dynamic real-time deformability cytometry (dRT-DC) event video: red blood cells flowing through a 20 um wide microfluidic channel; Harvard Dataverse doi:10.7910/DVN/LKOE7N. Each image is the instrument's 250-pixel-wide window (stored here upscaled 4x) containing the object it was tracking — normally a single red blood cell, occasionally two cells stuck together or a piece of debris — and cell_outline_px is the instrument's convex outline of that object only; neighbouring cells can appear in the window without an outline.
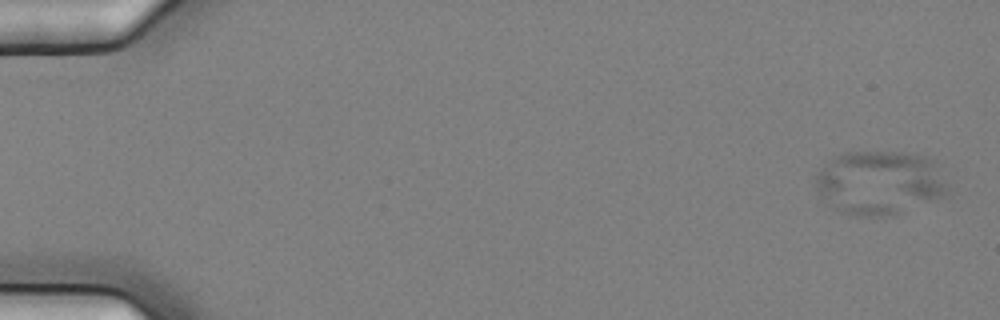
{"species": "common noctule bat (a hibernating species)", "species_latin": "Nyctalus noctula", "temperature_condition": "cold", "stored_images_in_passage": 6, "segment_of_instrument_passage": [1, 2], "camera_frame_rate_fps": 3000, "um_per_image_px": 0.085, "animal": {"sex": "female", "body_mass_g": 25.1}, "frame": {"image": 1, "passage_image": 1, "time_ms": 0.0, "image_size_px": [1000, 320], "cell_outline_px": [[948, 196], [896, 212], [876, 216], [856, 216], [840, 212], [820, 196], [816, 192], [816, 172], [832, 156], [844, 152], [900, 152], [924, 156], [936, 160], [948, 184]], "centroid_in_image_um": [74.77, 15.5], "position_along_channel_um": 10.2, "area_um2": 49.48}}
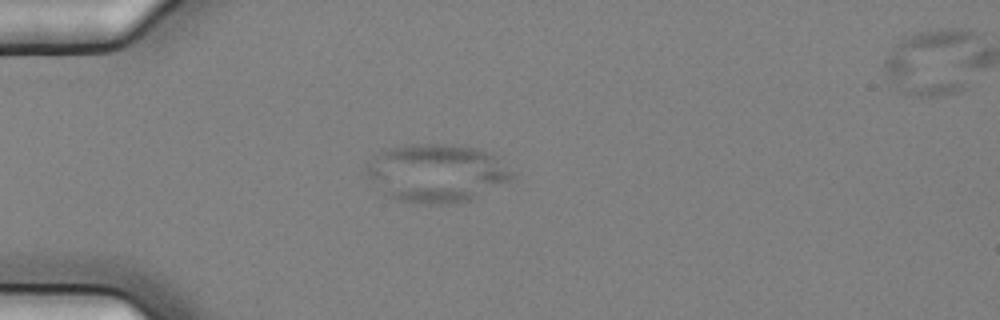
{"frame": {"image": 2, "passage_image": 5, "time_ms": 1.333, "image_size_px": [1000, 320], "cell_outline_px": [[516, 176], [512, 180], [472, 200], [448, 204], [424, 204], [396, 200], [384, 196], [376, 192], [364, 172], [368, 164], [384, 148], [408, 144], [452, 144], [476, 148], [488, 152], [496, 156]], "centroid_in_image_um": [37.06, 14.73], "position_along_channel_um": 47.9, "area_um2": 50.29}}